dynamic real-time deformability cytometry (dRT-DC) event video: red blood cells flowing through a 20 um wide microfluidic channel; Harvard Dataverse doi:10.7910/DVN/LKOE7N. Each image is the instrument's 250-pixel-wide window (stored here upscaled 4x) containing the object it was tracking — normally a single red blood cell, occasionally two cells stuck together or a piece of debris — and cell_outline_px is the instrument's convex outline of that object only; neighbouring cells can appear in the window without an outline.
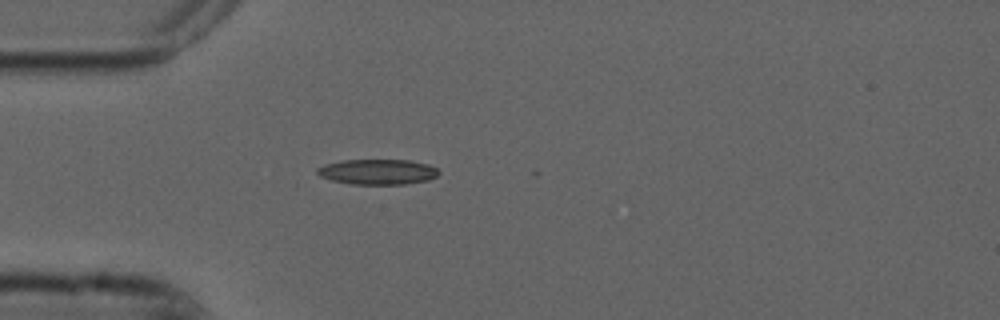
{"species": "common noctule bat (a hibernating species)", "species_latin": "Nyctalus noctula", "temperature_condition": "cold", "stored_images_in_passage": 9, "camera_frame_rate_fps": 3000, "um_per_image_px": 0.085, "animal": {"sex": "male", "forearm_length_mm": 52.5}, "frame": {"image": 1, "passage_image": 1, "time_ms": 0.0, "image_size_px": [1000, 320], "cell_outline_px": [[440, 172], [436, 176], [428, 180], [404, 184], [352, 184], [332, 180], [320, 176], [316, 172], [316, 168], [324, 164], [344, 160], [408, 160], [428, 164], [436, 168]], "centroid_in_image_um": [32.08, 14.6], "position_along_channel_um": 52.9, "area_um2": 17.86}}
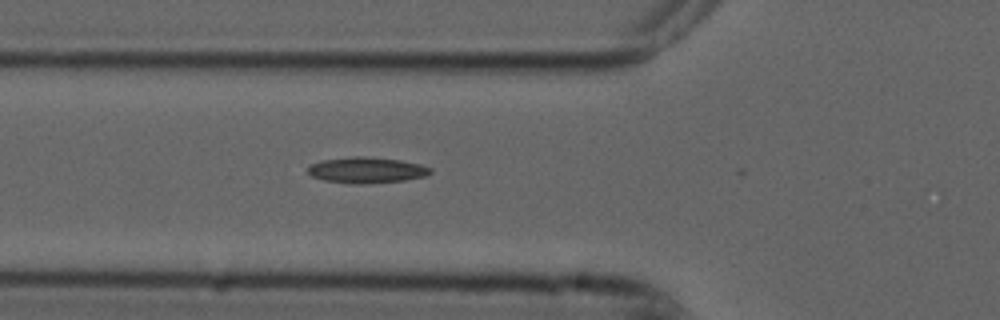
{"frame": {"image": 2, "passage_image": 5, "time_ms": 1.333, "image_size_px": [1000, 320], "cell_outline_px": [[432, 172], [428, 176], [404, 180], [360, 184], [348, 184], [324, 180], [312, 176], [308, 172], [308, 168], [312, 164], [320, 160], [352, 156], [364, 156], [400, 160], [420, 164], [432, 168]], "centroid_in_image_um": [31.17, 14.46], "position_along_channel_um": 94.6, "area_um2": 18.61}}
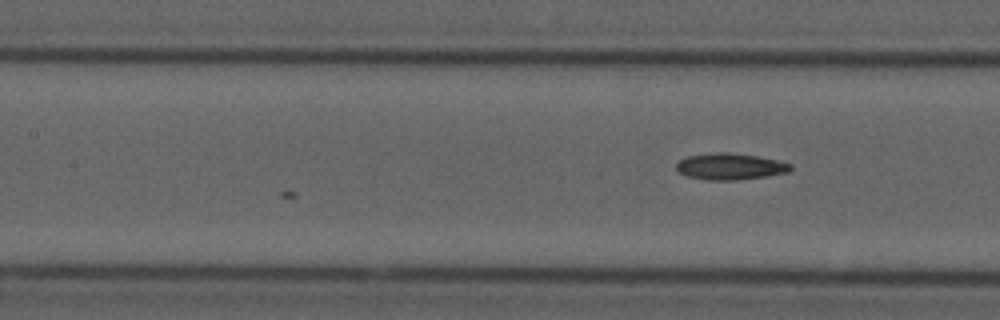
{"frame": {"image": 3, "passage_image": 9, "time_ms": 2.667, "image_size_px": [1000, 320], "cell_outline_px": [[792, 168], [788, 172], [768, 176], [736, 180], [708, 180], [688, 176], [680, 172], [676, 168], [676, 164], [680, 160], [688, 156], [716, 152], [728, 152], [756, 156], [776, 160], [792, 164]], "centroid_in_image_um": [62.07, 14.15], "position_along_channel_um": 145.3, "area_um2": 17.46}}